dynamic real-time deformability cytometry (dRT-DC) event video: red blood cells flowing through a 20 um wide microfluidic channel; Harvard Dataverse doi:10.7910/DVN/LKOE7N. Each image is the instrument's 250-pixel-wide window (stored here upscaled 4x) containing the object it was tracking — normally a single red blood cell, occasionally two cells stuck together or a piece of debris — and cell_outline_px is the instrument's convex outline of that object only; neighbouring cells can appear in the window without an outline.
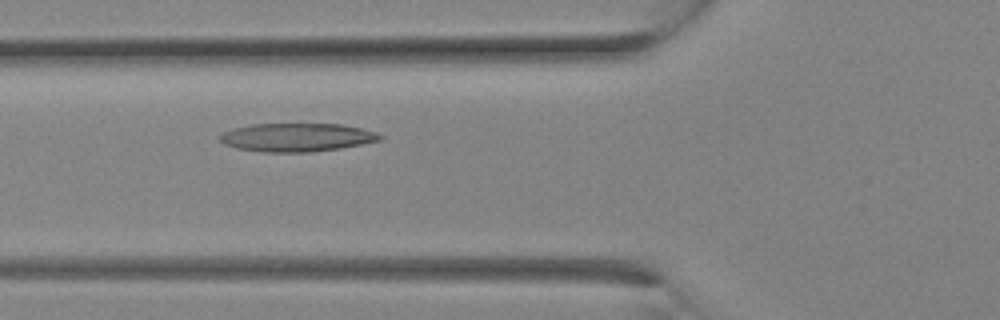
{"species": "Egyptian fruit bat (a non-hibernating species)", "species_latin": "Rousettus aegyptiacus", "temperature_condition": "room temperature", "stored_images_in_passage": 11, "camera_frame_rate_fps": 3000, "um_per_image_px": 0.085, "animal": {"sex": "female"}, "frame": {"image": 1, "passage_image": 3, "time_ms": 0.667, "image_size_px": [1000, 320], "cell_outline_px": [[384, 136], [380, 140], [340, 148], [308, 152], [264, 152], [236, 148], [224, 144], [220, 140], [220, 136], [224, 132], [236, 128], [252, 124], [340, 124], [360, 128], [376, 132]], "centroid_in_image_um": [25.23, 11.68], "position_along_channel_um": 100.6, "area_um2": 26.18}}
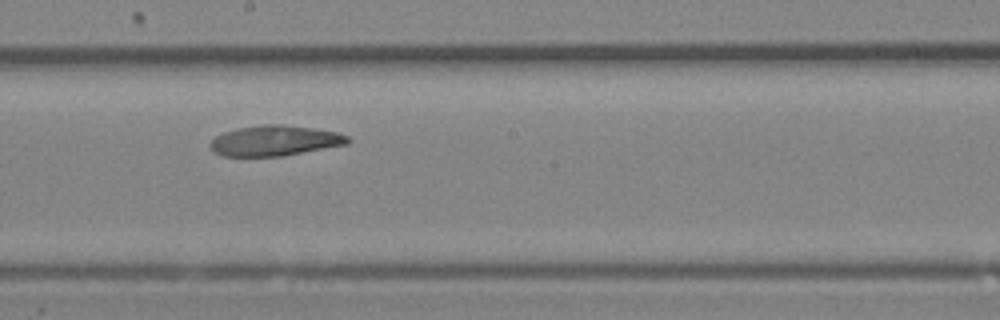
{"frame": {"image": 2, "passage_image": 8, "time_ms": 2.333, "image_size_px": [1000, 320], "cell_outline_px": [[352, 140], [348, 144], [284, 156], [224, 156], [212, 152], [208, 144], [216, 136], [224, 132], [236, 128], [264, 124], [280, 124], [312, 128], [336, 132], [348, 136]], "centroid_in_image_um": [23.34, 11.96], "position_along_channel_um": 224.9, "area_um2": 24.51}}
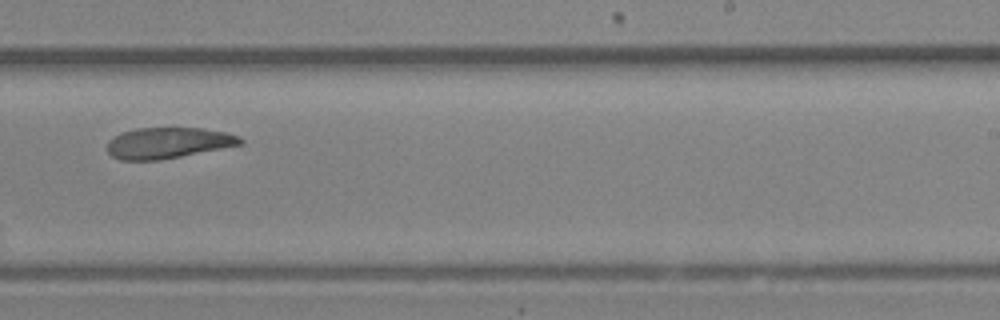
{"frame": {"image": 3, "passage_image": 10, "time_ms": 3.0, "image_size_px": [1000, 320], "cell_outline_px": [[244, 144], [160, 160], [120, 160], [112, 156], [108, 152], [108, 140], [120, 132], [136, 128], [200, 128], [224, 132], [240, 136], [244, 140]], "centroid_in_image_um": [14.28, 12.14], "position_along_channel_um": 274.7, "area_um2": 24.04}}